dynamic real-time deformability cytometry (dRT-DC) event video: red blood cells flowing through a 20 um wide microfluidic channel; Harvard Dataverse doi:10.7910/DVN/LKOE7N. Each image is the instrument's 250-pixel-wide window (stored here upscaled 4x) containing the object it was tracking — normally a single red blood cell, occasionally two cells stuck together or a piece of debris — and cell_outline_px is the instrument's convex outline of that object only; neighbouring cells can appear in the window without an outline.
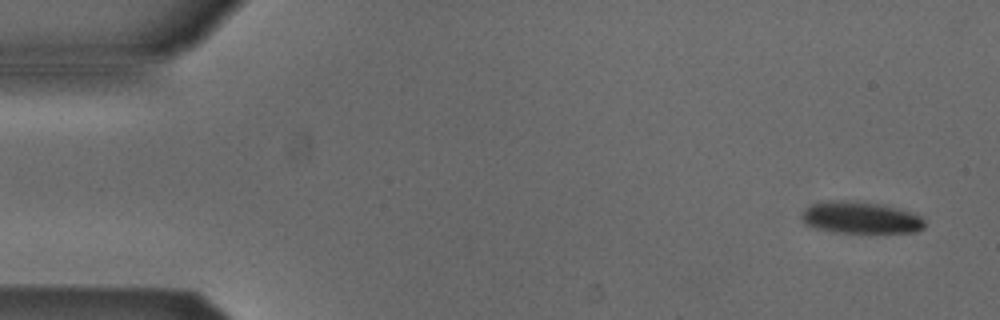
{"species": "Egyptian fruit bat (a non-hibernating species)", "species_latin": "Rousettus aegyptiacus", "temperature_condition": "cold", "stored_images_in_passage": 27, "camera_frame_rate_fps": 3000, "um_per_image_px": 0.085, "animal": {"sex": "male"}, "frame": {"image": 1, "passage_image": 2, "time_ms": 0.333, "image_size_px": [1000, 320], "cell_outline_px": [[924, 228], [912, 232], [832, 232], [816, 228], [804, 224], [800, 216], [804, 208], [812, 204], [828, 200], [844, 200], [880, 204], [912, 212], [920, 216], [924, 220]], "centroid_in_image_um": [73.09, 18.49], "position_along_channel_um": 11.9, "area_um2": 22.77}}
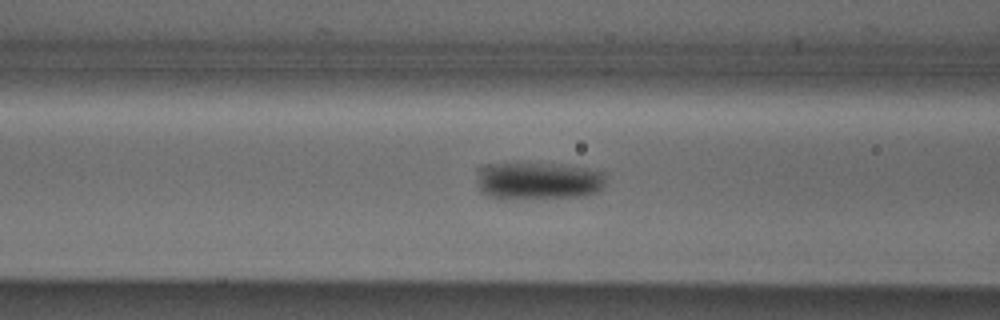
{"frame": {"image": 2, "passage_image": 20, "time_ms": 6.333, "image_size_px": [1000, 320], "cell_outline_px": [[604, 184], [596, 192], [584, 196], [504, 200], [496, 200], [480, 192], [476, 180], [476, 168], [484, 164], [560, 164], [584, 168], [600, 172], [604, 176]], "centroid_in_image_um": [45.61, 15.4], "position_along_channel_um": 121.0, "area_um2": 28.61}}
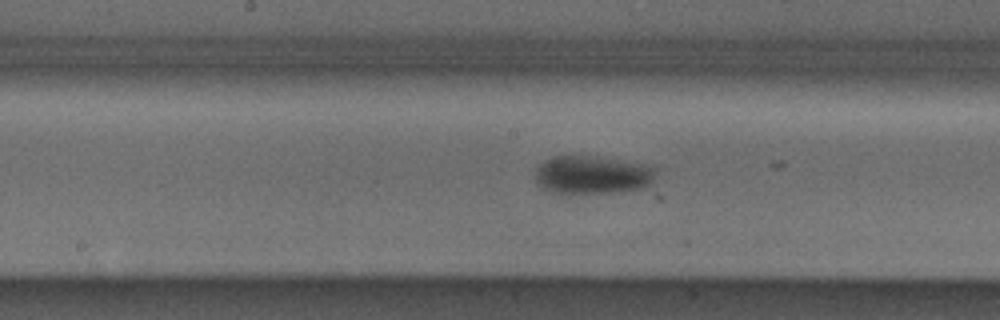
{"frame": {"image": 3, "passage_image": 26, "time_ms": 8.333, "image_size_px": [1000, 320], "cell_outline_px": [[656, 168], [652, 180], [644, 188], [612, 192], [552, 192], [536, 184], [536, 168], [544, 160], [556, 156], [592, 156], [652, 164]], "centroid_in_image_um": [50.37, 14.83], "position_along_channel_um": 197.8, "area_um2": 26.65}}